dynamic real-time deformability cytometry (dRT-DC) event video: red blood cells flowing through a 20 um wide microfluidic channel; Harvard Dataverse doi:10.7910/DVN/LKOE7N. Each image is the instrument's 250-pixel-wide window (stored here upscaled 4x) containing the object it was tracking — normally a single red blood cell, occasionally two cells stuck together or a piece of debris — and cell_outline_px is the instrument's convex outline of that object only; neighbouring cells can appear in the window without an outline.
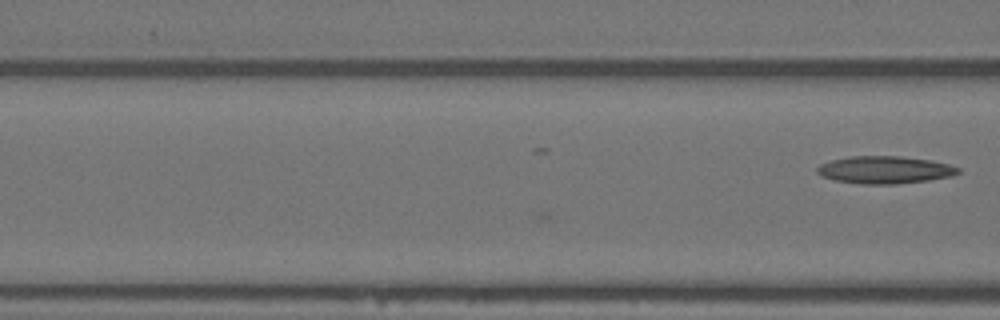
{"species": "Egyptian fruit bat (a non-hibernating species)", "species_latin": "Rousettus aegyptiacus", "temperature_condition": "warm", "stored_images_in_passage": 6, "camera_frame_rate_fps": 3000, "um_per_image_px": 0.085, "animal": {"sex": "female"}, "frame": {"image": 1, "passage_image": 6, "time_ms": 1.667, "image_size_px": [1000, 320], "cell_outline_px": [[960, 172], [952, 176], [928, 180], [896, 184], [860, 184], [836, 180], [820, 176], [816, 172], [816, 168], [820, 164], [832, 160], [848, 156], [900, 156], [932, 160], [948, 164], [960, 168]], "centroid_in_image_um": [75.2, 14.43], "position_along_channel_um": 91.4, "area_um2": 22.66}}